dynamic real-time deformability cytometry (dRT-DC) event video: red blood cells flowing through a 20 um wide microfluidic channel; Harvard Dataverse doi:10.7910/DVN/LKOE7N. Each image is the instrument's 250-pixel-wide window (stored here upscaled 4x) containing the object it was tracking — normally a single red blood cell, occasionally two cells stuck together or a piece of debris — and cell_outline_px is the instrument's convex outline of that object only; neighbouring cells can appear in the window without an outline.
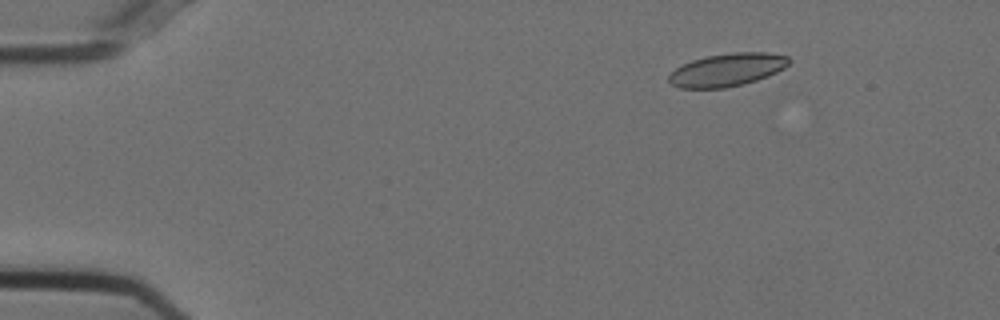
{"species": "Egyptian fruit bat (a non-hibernating species)", "species_latin": "Rousettus aegyptiacus", "temperature_condition": "cold", "stored_images_in_passage": 14, "camera_frame_rate_fps": 3000, "um_per_image_px": 0.085, "animal": {"sex": "female"}, "frame": {"image": 1, "passage_image": 8, "time_ms": 2.333, "image_size_px": [1000, 320], "cell_outline_px": [[792, 60], [784, 68], [768, 76], [756, 80], [724, 88], [680, 88], [672, 84], [668, 80], [668, 76], [676, 68], [692, 60], [704, 56], [732, 52], [768, 52], [788, 56]], "centroid_in_image_um": [61.82, 5.92], "position_along_channel_um": 23.2, "area_um2": 23.0}}